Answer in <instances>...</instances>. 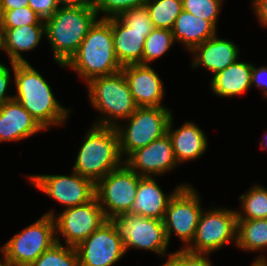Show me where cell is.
Listing matches in <instances>:
<instances>
[{"label": "cell", "mask_w": 267, "mask_h": 266, "mask_svg": "<svg viewBox=\"0 0 267 266\" xmlns=\"http://www.w3.org/2000/svg\"><path fill=\"white\" fill-rule=\"evenodd\" d=\"M252 63L251 70V88L257 87L260 89L262 97L267 99V65L255 66Z\"/></svg>", "instance_id": "37"}, {"label": "cell", "mask_w": 267, "mask_h": 266, "mask_svg": "<svg viewBox=\"0 0 267 266\" xmlns=\"http://www.w3.org/2000/svg\"><path fill=\"white\" fill-rule=\"evenodd\" d=\"M15 93L18 101L46 131L67 123L72 109L55 97L51 85L29 62L14 63Z\"/></svg>", "instance_id": "1"}, {"label": "cell", "mask_w": 267, "mask_h": 266, "mask_svg": "<svg viewBox=\"0 0 267 266\" xmlns=\"http://www.w3.org/2000/svg\"><path fill=\"white\" fill-rule=\"evenodd\" d=\"M240 210H236L237 219L267 218V187L252 185L249 190L239 196Z\"/></svg>", "instance_id": "26"}, {"label": "cell", "mask_w": 267, "mask_h": 266, "mask_svg": "<svg viewBox=\"0 0 267 266\" xmlns=\"http://www.w3.org/2000/svg\"><path fill=\"white\" fill-rule=\"evenodd\" d=\"M43 131L45 130L15 99L0 107V144L24 141Z\"/></svg>", "instance_id": "19"}, {"label": "cell", "mask_w": 267, "mask_h": 266, "mask_svg": "<svg viewBox=\"0 0 267 266\" xmlns=\"http://www.w3.org/2000/svg\"><path fill=\"white\" fill-rule=\"evenodd\" d=\"M55 243L57 242L54 218L43 214L5 242L0 247L1 256L13 266H30Z\"/></svg>", "instance_id": "7"}, {"label": "cell", "mask_w": 267, "mask_h": 266, "mask_svg": "<svg viewBox=\"0 0 267 266\" xmlns=\"http://www.w3.org/2000/svg\"><path fill=\"white\" fill-rule=\"evenodd\" d=\"M70 174H28L26 176L31 186L64 206L62 209H66L85 204L95 197V184L91 180L77 174L74 170H71Z\"/></svg>", "instance_id": "13"}, {"label": "cell", "mask_w": 267, "mask_h": 266, "mask_svg": "<svg viewBox=\"0 0 267 266\" xmlns=\"http://www.w3.org/2000/svg\"><path fill=\"white\" fill-rule=\"evenodd\" d=\"M208 253H194L186 249H178L167 260L168 266H213ZM211 260V261H210Z\"/></svg>", "instance_id": "34"}, {"label": "cell", "mask_w": 267, "mask_h": 266, "mask_svg": "<svg viewBox=\"0 0 267 266\" xmlns=\"http://www.w3.org/2000/svg\"><path fill=\"white\" fill-rule=\"evenodd\" d=\"M44 214L54 218L56 242L72 247H76L108 221L96 196L85 204L63 209L62 212L56 213L51 208ZM60 235L64 243L59 239Z\"/></svg>", "instance_id": "9"}, {"label": "cell", "mask_w": 267, "mask_h": 266, "mask_svg": "<svg viewBox=\"0 0 267 266\" xmlns=\"http://www.w3.org/2000/svg\"><path fill=\"white\" fill-rule=\"evenodd\" d=\"M251 70L252 63L238 59L211 77L209 89L215 96L221 98L245 94L251 89Z\"/></svg>", "instance_id": "21"}, {"label": "cell", "mask_w": 267, "mask_h": 266, "mask_svg": "<svg viewBox=\"0 0 267 266\" xmlns=\"http://www.w3.org/2000/svg\"><path fill=\"white\" fill-rule=\"evenodd\" d=\"M123 72L137 107H166L162 104L165 86L152 65L131 64L122 66Z\"/></svg>", "instance_id": "16"}, {"label": "cell", "mask_w": 267, "mask_h": 266, "mask_svg": "<svg viewBox=\"0 0 267 266\" xmlns=\"http://www.w3.org/2000/svg\"><path fill=\"white\" fill-rule=\"evenodd\" d=\"M4 50V28L2 26V22L0 19V51L3 52Z\"/></svg>", "instance_id": "41"}, {"label": "cell", "mask_w": 267, "mask_h": 266, "mask_svg": "<svg viewBox=\"0 0 267 266\" xmlns=\"http://www.w3.org/2000/svg\"><path fill=\"white\" fill-rule=\"evenodd\" d=\"M10 66L12 68L10 67L8 68L7 65L0 62V107L7 101H10L13 99V95H11L10 93H7V91L9 90L8 88L10 87V84L12 85V82H14L13 81L14 78L12 79V77L14 76V73L13 75H11L12 71H14V63L10 62Z\"/></svg>", "instance_id": "36"}, {"label": "cell", "mask_w": 267, "mask_h": 266, "mask_svg": "<svg viewBox=\"0 0 267 266\" xmlns=\"http://www.w3.org/2000/svg\"><path fill=\"white\" fill-rule=\"evenodd\" d=\"M81 144L72 170L91 180L95 185L124 163L115 127L92 124Z\"/></svg>", "instance_id": "4"}, {"label": "cell", "mask_w": 267, "mask_h": 266, "mask_svg": "<svg viewBox=\"0 0 267 266\" xmlns=\"http://www.w3.org/2000/svg\"><path fill=\"white\" fill-rule=\"evenodd\" d=\"M225 0H182L183 10L210 21L216 28Z\"/></svg>", "instance_id": "30"}, {"label": "cell", "mask_w": 267, "mask_h": 266, "mask_svg": "<svg viewBox=\"0 0 267 266\" xmlns=\"http://www.w3.org/2000/svg\"><path fill=\"white\" fill-rule=\"evenodd\" d=\"M64 67L76 72L85 84L95 77L121 71L114 49L111 18L98 19L94 23L76 54Z\"/></svg>", "instance_id": "3"}, {"label": "cell", "mask_w": 267, "mask_h": 266, "mask_svg": "<svg viewBox=\"0 0 267 266\" xmlns=\"http://www.w3.org/2000/svg\"><path fill=\"white\" fill-rule=\"evenodd\" d=\"M203 210L192 242L185 248L194 253L213 254L215 251L237 242L236 210L213 206ZM231 242V243H230Z\"/></svg>", "instance_id": "8"}, {"label": "cell", "mask_w": 267, "mask_h": 266, "mask_svg": "<svg viewBox=\"0 0 267 266\" xmlns=\"http://www.w3.org/2000/svg\"><path fill=\"white\" fill-rule=\"evenodd\" d=\"M142 177L123 163L95 185V196L108 220L130 211Z\"/></svg>", "instance_id": "12"}, {"label": "cell", "mask_w": 267, "mask_h": 266, "mask_svg": "<svg viewBox=\"0 0 267 266\" xmlns=\"http://www.w3.org/2000/svg\"><path fill=\"white\" fill-rule=\"evenodd\" d=\"M28 6V0H0V10H14Z\"/></svg>", "instance_id": "39"}, {"label": "cell", "mask_w": 267, "mask_h": 266, "mask_svg": "<svg viewBox=\"0 0 267 266\" xmlns=\"http://www.w3.org/2000/svg\"><path fill=\"white\" fill-rule=\"evenodd\" d=\"M251 10L257 18L259 26L267 29V0H251Z\"/></svg>", "instance_id": "38"}, {"label": "cell", "mask_w": 267, "mask_h": 266, "mask_svg": "<svg viewBox=\"0 0 267 266\" xmlns=\"http://www.w3.org/2000/svg\"><path fill=\"white\" fill-rule=\"evenodd\" d=\"M265 133H264V135H263V138H262V140L260 141V146H261V148L263 149H265V150H267V132L266 131H264Z\"/></svg>", "instance_id": "43"}, {"label": "cell", "mask_w": 267, "mask_h": 266, "mask_svg": "<svg viewBox=\"0 0 267 266\" xmlns=\"http://www.w3.org/2000/svg\"><path fill=\"white\" fill-rule=\"evenodd\" d=\"M201 201L192 184L181 186L171 197L163 219L169 244L173 234L181 241L183 249L192 242L204 210Z\"/></svg>", "instance_id": "10"}, {"label": "cell", "mask_w": 267, "mask_h": 266, "mask_svg": "<svg viewBox=\"0 0 267 266\" xmlns=\"http://www.w3.org/2000/svg\"><path fill=\"white\" fill-rule=\"evenodd\" d=\"M236 247L244 252L261 251L255 259H267L264 249L267 250V218L263 219H237Z\"/></svg>", "instance_id": "25"}, {"label": "cell", "mask_w": 267, "mask_h": 266, "mask_svg": "<svg viewBox=\"0 0 267 266\" xmlns=\"http://www.w3.org/2000/svg\"><path fill=\"white\" fill-rule=\"evenodd\" d=\"M113 221L118 226L126 253L130 249L146 250L163 259L167 258L164 264L167 263L173 252L167 251L170 244L166 237L163 220L124 213Z\"/></svg>", "instance_id": "11"}, {"label": "cell", "mask_w": 267, "mask_h": 266, "mask_svg": "<svg viewBox=\"0 0 267 266\" xmlns=\"http://www.w3.org/2000/svg\"><path fill=\"white\" fill-rule=\"evenodd\" d=\"M118 18L132 31L152 32L154 29L146 5L131 8L120 14Z\"/></svg>", "instance_id": "33"}, {"label": "cell", "mask_w": 267, "mask_h": 266, "mask_svg": "<svg viewBox=\"0 0 267 266\" xmlns=\"http://www.w3.org/2000/svg\"><path fill=\"white\" fill-rule=\"evenodd\" d=\"M174 114L168 123L167 133L171 139L178 164L193 162L202 157L208 148L206 132L193 121H186L179 128L174 127Z\"/></svg>", "instance_id": "18"}, {"label": "cell", "mask_w": 267, "mask_h": 266, "mask_svg": "<svg viewBox=\"0 0 267 266\" xmlns=\"http://www.w3.org/2000/svg\"><path fill=\"white\" fill-rule=\"evenodd\" d=\"M145 5L154 28L172 30L183 10L182 0H149Z\"/></svg>", "instance_id": "27"}, {"label": "cell", "mask_w": 267, "mask_h": 266, "mask_svg": "<svg viewBox=\"0 0 267 266\" xmlns=\"http://www.w3.org/2000/svg\"><path fill=\"white\" fill-rule=\"evenodd\" d=\"M30 266H79V258L75 247L55 243Z\"/></svg>", "instance_id": "29"}, {"label": "cell", "mask_w": 267, "mask_h": 266, "mask_svg": "<svg viewBox=\"0 0 267 266\" xmlns=\"http://www.w3.org/2000/svg\"><path fill=\"white\" fill-rule=\"evenodd\" d=\"M240 48L233 41L221 38L218 33L191 52V68L206 69L213 77L240 58Z\"/></svg>", "instance_id": "17"}, {"label": "cell", "mask_w": 267, "mask_h": 266, "mask_svg": "<svg viewBox=\"0 0 267 266\" xmlns=\"http://www.w3.org/2000/svg\"><path fill=\"white\" fill-rule=\"evenodd\" d=\"M28 6L38 14V19L44 24L51 20L59 9L55 0H28Z\"/></svg>", "instance_id": "35"}, {"label": "cell", "mask_w": 267, "mask_h": 266, "mask_svg": "<svg viewBox=\"0 0 267 266\" xmlns=\"http://www.w3.org/2000/svg\"><path fill=\"white\" fill-rule=\"evenodd\" d=\"M0 19L4 29L21 27L24 25H45L38 19V14L29 6L14 10H0Z\"/></svg>", "instance_id": "32"}, {"label": "cell", "mask_w": 267, "mask_h": 266, "mask_svg": "<svg viewBox=\"0 0 267 266\" xmlns=\"http://www.w3.org/2000/svg\"><path fill=\"white\" fill-rule=\"evenodd\" d=\"M172 114L168 107H137L125 122L121 121L115 128L123 160L166 134Z\"/></svg>", "instance_id": "6"}, {"label": "cell", "mask_w": 267, "mask_h": 266, "mask_svg": "<svg viewBox=\"0 0 267 266\" xmlns=\"http://www.w3.org/2000/svg\"><path fill=\"white\" fill-rule=\"evenodd\" d=\"M251 266H267V259H253ZM250 266V265H249Z\"/></svg>", "instance_id": "42"}, {"label": "cell", "mask_w": 267, "mask_h": 266, "mask_svg": "<svg viewBox=\"0 0 267 266\" xmlns=\"http://www.w3.org/2000/svg\"><path fill=\"white\" fill-rule=\"evenodd\" d=\"M217 29L210 21L182 10L175 20L172 34L175 42L180 43L190 53L196 46L216 35Z\"/></svg>", "instance_id": "23"}, {"label": "cell", "mask_w": 267, "mask_h": 266, "mask_svg": "<svg viewBox=\"0 0 267 266\" xmlns=\"http://www.w3.org/2000/svg\"><path fill=\"white\" fill-rule=\"evenodd\" d=\"M59 8L79 7L92 4V0H55Z\"/></svg>", "instance_id": "40"}, {"label": "cell", "mask_w": 267, "mask_h": 266, "mask_svg": "<svg viewBox=\"0 0 267 266\" xmlns=\"http://www.w3.org/2000/svg\"><path fill=\"white\" fill-rule=\"evenodd\" d=\"M111 28L120 65L142 64L144 42L150 32L132 31L118 17L111 18Z\"/></svg>", "instance_id": "22"}, {"label": "cell", "mask_w": 267, "mask_h": 266, "mask_svg": "<svg viewBox=\"0 0 267 266\" xmlns=\"http://www.w3.org/2000/svg\"><path fill=\"white\" fill-rule=\"evenodd\" d=\"M79 266H113L126 255L117 224L108 220L75 247Z\"/></svg>", "instance_id": "14"}, {"label": "cell", "mask_w": 267, "mask_h": 266, "mask_svg": "<svg viewBox=\"0 0 267 266\" xmlns=\"http://www.w3.org/2000/svg\"><path fill=\"white\" fill-rule=\"evenodd\" d=\"M157 179V177L151 176H143L140 179L135 201L128 213L163 220L171 197L181 186L189 184H179L173 188L171 193H165L157 182Z\"/></svg>", "instance_id": "20"}, {"label": "cell", "mask_w": 267, "mask_h": 266, "mask_svg": "<svg viewBox=\"0 0 267 266\" xmlns=\"http://www.w3.org/2000/svg\"><path fill=\"white\" fill-rule=\"evenodd\" d=\"M124 163L138 175L151 177L163 176L179 167L168 133L132 152Z\"/></svg>", "instance_id": "15"}, {"label": "cell", "mask_w": 267, "mask_h": 266, "mask_svg": "<svg viewBox=\"0 0 267 266\" xmlns=\"http://www.w3.org/2000/svg\"><path fill=\"white\" fill-rule=\"evenodd\" d=\"M93 109L99 116L93 125L116 127L129 118L137 106L132 98L128 82L122 71L108 76H98L86 83Z\"/></svg>", "instance_id": "5"}, {"label": "cell", "mask_w": 267, "mask_h": 266, "mask_svg": "<svg viewBox=\"0 0 267 266\" xmlns=\"http://www.w3.org/2000/svg\"><path fill=\"white\" fill-rule=\"evenodd\" d=\"M172 30L164 28H154L144 42L142 65H150L155 60L162 58L164 54L175 45Z\"/></svg>", "instance_id": "28"}, {"label": "cell", "mask_w": 267, "mask_h": 266, "mask_svg": "<svg viewBox=\"0 0 267 266\" xmlns=\"http://www.w3.org/2000/svg\"><path fill=\"white\" fill-rule=\"evenodd\" d=\"M45 36V25H24L4 29V50L10 62H29L23 57V52L33 51Z\"/></svg>", "instance_id": "24"}, {"label": "cell", "mask_w": 267, "mask_h": 266, "mask_svg": "<svg viewBox=\"0 0 267 266\" xmlns=\"http://www.w3.org/2000/svg\"><path fill=\"white\" fill-rule=\"evenodd\" d=\"M0 266H13L10 263L6 262L2 257L0 259Z\"/></svg>", "instance_id": "44"}, {"label": "cell", "mask_w": 267, "mask_h": 266, "mask_svg": "<svg viewBox=\"0 0 267 266\" xmlns=\"http://www.w3.org/2000/svg\"><path fill=\"white\" fill-rule=\"evenodd\" d=\"M148 1L149 0H92V5L99 19H109L118 17L131 8L144 6Z\"/></svg>", "instance_id": "31"}, {"label": "cell", "mask_w": 267, "mask_h": 266, "mask_svg": "<svg viewBox=\"0 0 267 266\" xmlns=\"http://www.w3.org/2000/svg\"><path fill=\"white\" fill-rule=\"evenodd\" d=\"M92 4L59 8L45 23V38L57 66H64L76 54L89 29L98 20Z\"/></svg>", "instance_id": "2"}]
</instances>
